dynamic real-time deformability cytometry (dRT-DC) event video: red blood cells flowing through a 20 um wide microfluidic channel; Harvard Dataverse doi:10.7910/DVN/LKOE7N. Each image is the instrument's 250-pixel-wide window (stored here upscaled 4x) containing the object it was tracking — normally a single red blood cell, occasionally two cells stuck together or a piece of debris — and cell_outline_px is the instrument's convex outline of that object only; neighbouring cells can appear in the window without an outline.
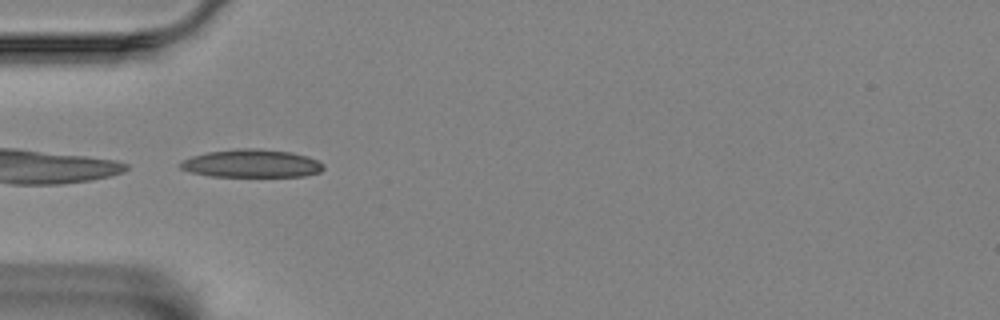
{"species": "Egyptian fruit bat (a non-hibernating species)", "species_latin": "Rousettus aegyptiacus", "temperature_condition": "room temperature", "stored_images_in_passage": 25, "camera_frame_rate_fps": 3000, "um_per_image_px": 0.085, "animal": {"sex": "female"}, "frame": {"image": 1, "passage_image": 1, "time_ms": 0.0, "image_size_px": [1000, 320], "cell_outline_px": [[324, 168], [320, 172], [304, 176], [212, 176], [192, 172], [180, 168], [180, 164], [184, 160], [192, 156], [208, 152], [236, 148], [256, 148], [292, 152], [308, 156], [324, 164]], "centroid_in_image_um": [21.42, 13.89], "position_along_channel_um": 63.6, "area_um2": 23.24}}
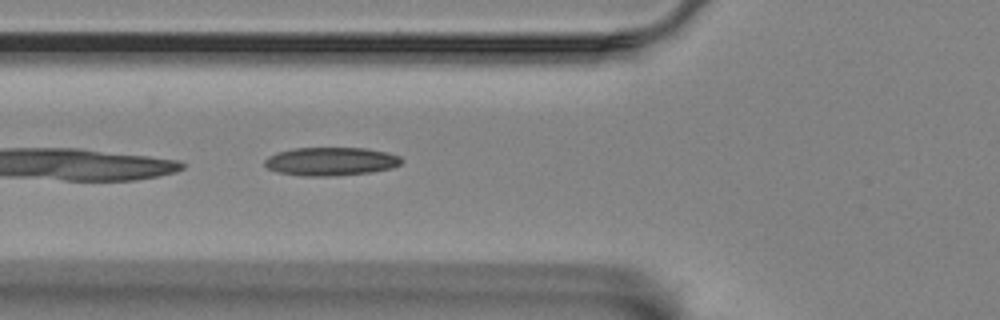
{"frame": {"image": 2, "passage_image": 4, "time_ms": 1.0, "image_size_px": [1000, 320], "cell_outline_px": [[404, 160], [400, 164], [392, 168], [372, 172], [336, 176], [300, 176], [276, 172], [268, 168], [264, 164], [264, 160], [268, 156], [276, 152], [292, 148], [364, 148], [388, 152], [400, 156]], "centroid_in_image_um": [28.11, 13.72], "position_along_channel_um": 97.7, "area_um2": 22.95}}